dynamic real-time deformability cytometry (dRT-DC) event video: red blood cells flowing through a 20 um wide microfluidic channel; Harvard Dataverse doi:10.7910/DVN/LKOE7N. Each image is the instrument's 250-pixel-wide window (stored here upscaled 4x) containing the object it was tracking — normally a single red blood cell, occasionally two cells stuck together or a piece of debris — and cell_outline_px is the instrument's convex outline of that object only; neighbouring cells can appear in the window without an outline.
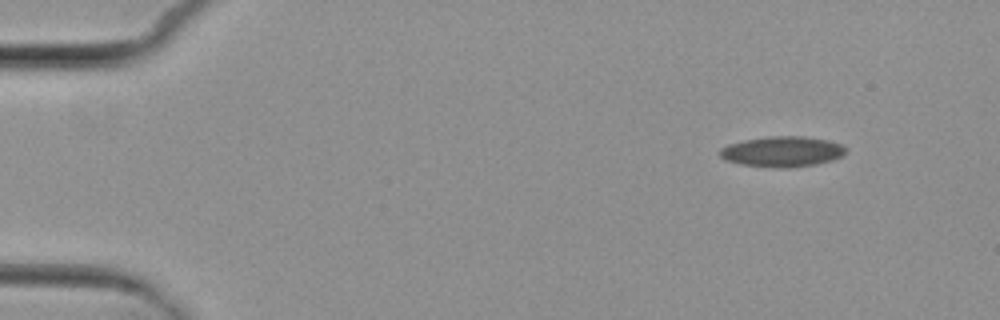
{"species": "common noctule bat (a hibernating species)", "species_latin": "Nyctalus noctula", "temperature_condition": "cold", "stored_images_in_passage": 2, "camera_frame_rate_fps": 3000, "um_per_image_px": 0.085, "animal": {"sex": "female", "body_mass_g": 29.2, "forearm_length_mm": 56.3}, "frame": {"image": 1, "passage_image": 1, "time_ms": 0.0, "image_size_px": [1000, 320], "cell_outline_px": [[848, 152], [844, 156], [832, 160], [816, 164], [792, 168], [780, 168], [740, 164], [724, 160], [720, 156], [720, 148], [728, 144], [744, 140], [768, 136], [804, 136], [828, 140], [840, 144], [848, 148]], "centroid_in_image_um": [66.53, 12.89], "position_along_channel_um": 18.5, "area_um2": 22.66}}